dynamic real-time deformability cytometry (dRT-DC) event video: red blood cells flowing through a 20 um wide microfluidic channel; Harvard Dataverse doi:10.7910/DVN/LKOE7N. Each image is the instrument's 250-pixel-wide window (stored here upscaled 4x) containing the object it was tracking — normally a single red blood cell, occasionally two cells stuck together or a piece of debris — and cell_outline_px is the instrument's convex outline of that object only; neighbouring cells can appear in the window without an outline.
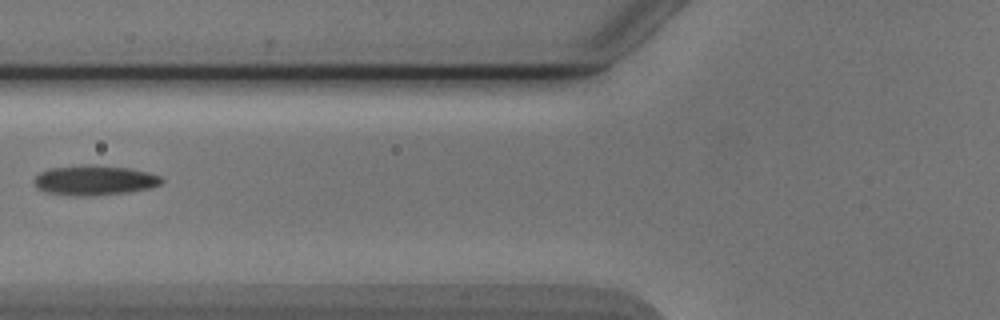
{"species": "Egyptian fruit bat (a non-hibernating species)", "species_latin": "Rousettus aegyptiacus", "temperature_condition": "cold", "stored_images_in_passage": 6, "camera_frame_rate_fps": 3000, "um_per_image_px": 0.085, "animal": {"sex": "male"}, "frame": {"image": 1, "passage_image": 5, "time_ms": 4.667, "image_size_px": [1000, 320], "cell_outline_px": [[164, 180], [160, 184], [148, 188], [128, 192], [88, 196], [72, 196], [44, 192], [36, 188], [36, 176], [40, 172], [52, 168], [128, 168], [148, 172], [160, 176]], "centroid_in_image_um": [8.04, 15.39], "position_along_channel_um": 117.8, "area_um2": 20.98}}
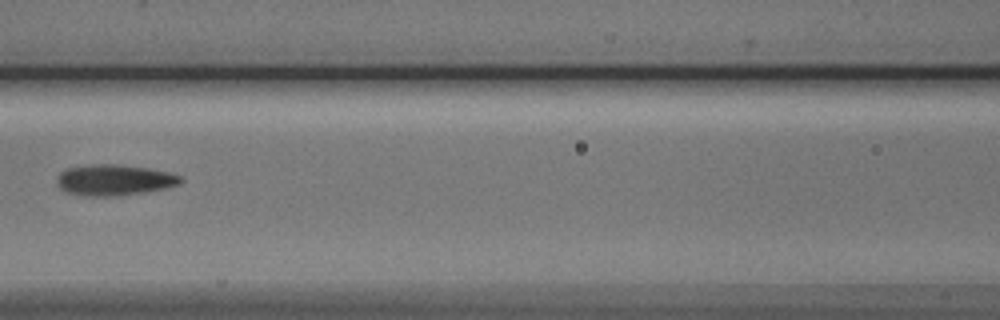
{"frame": {"image": 2, "passage_image": 6, "time_ms": 5.667, "image_size_px": [1000, 320], "cell_outline_px": [[184, 180], [180, 184], [164, 188], [144, 192], [112, 196], [84, 196], [64, 192], [60, 188], [56, 180], [56, 176], [60, 172], [68, 168], [92, 164], [112, 164], [148, 168], [168, 172], [180, 176]], "centroid_in_image_um": [9.67, 15.3], "position_along_channel_um": 156.9, "area_um2": 22.25}}